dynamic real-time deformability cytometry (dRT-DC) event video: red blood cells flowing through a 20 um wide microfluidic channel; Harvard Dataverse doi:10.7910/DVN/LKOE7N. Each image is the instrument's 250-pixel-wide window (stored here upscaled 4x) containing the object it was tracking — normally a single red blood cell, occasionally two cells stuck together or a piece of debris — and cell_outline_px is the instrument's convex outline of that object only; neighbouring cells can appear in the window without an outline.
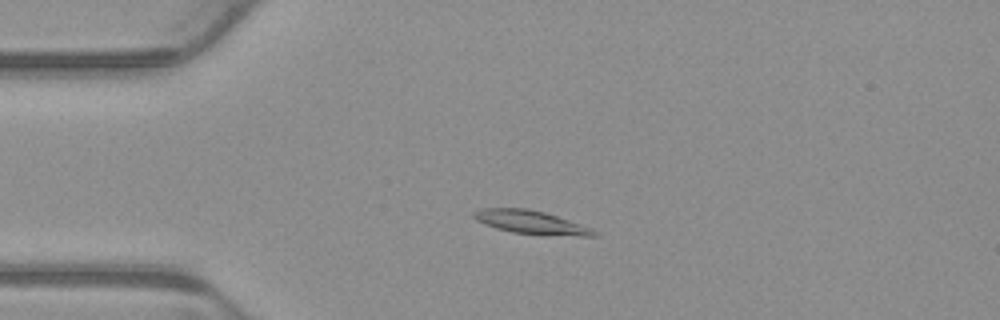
{"species": "common noctule bat (a hibernating species)", "species_latin": "Nyctalus noctula", "temperature_condition": "warm", "stored_images_in_passage": 4, "camera_frame_rate_fps": 3000, "um_per_image_px": 0.085, "animal": {"sex": "male", "body_mass_g": 23.1, "forearm_length_mm": 52.7}, "frame": {"image": 1, "passage_image": 3, "time_ms": 0.667, "image_size_px": [1000, 320], "cell_outline_px": [[600, 232], [596, 236], [544, 236], [512, 232], [496, 228], [484, 224], [476, 220], [472, 216], [472, 212], [484, 208], [528, 208], [544, 212], [592, 228]], "centroid_in_image_um": [45.16, 18.91], "position_along_channel_um": 39.8, "area_um2": 16.65}}